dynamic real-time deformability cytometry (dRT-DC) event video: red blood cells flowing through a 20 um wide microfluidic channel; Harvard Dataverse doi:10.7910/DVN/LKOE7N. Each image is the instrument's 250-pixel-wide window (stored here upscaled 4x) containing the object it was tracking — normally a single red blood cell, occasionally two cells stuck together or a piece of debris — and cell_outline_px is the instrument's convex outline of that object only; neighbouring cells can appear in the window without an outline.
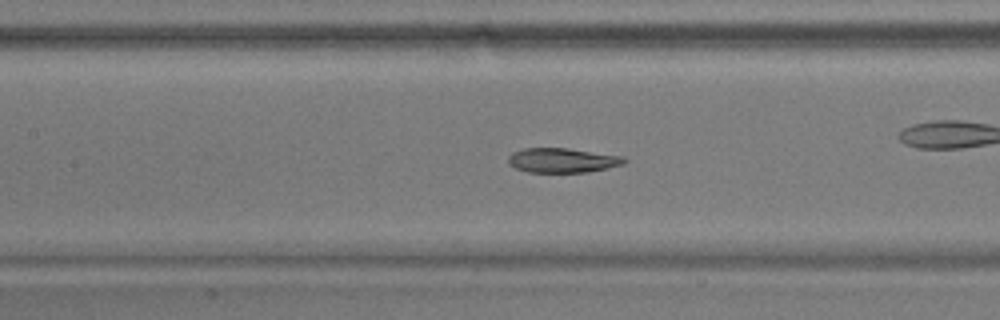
{"species": "common noctule bat (a hibernating species)", "species_latin": "Nyctalus noctula", "temperature_condition": "warm", "stored_images_in_passage": 55, "camera_frame_rate_fps": 3000, "um_per_image_px": 0.085, "animal": {"sex": "male", "body_mass_g": 17.9}, "frame": {"image": 1, "passage_image": 24, "time_ms": 7.667, "image_size_px": [1000, 320], "cell_outline_px": [[628, 160], [624, 164], [588, 172], [528, 172], [516, 168], [508, 164], [508, 156], [512, 152], [524, 148], [568, 148], [624, 156]], "centroid_in_image_um": [47.81, 13.62], "position_along_channel_um": 159.6, "area_um2": 16.7}}
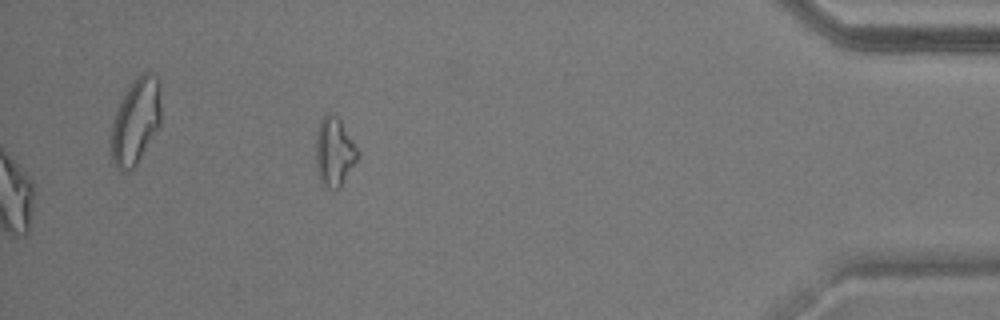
{"frame": {"image": 2, "passage_image": 55, "time_ms": 18.0, "image_size_px": [1000, 320], "cell_outline_px": [[360, 152], [356, 160], [340, 188], [328, 188], [320, 180], [316, 168], [316, 132], [320, 120], [328, 112], [332, 112], [340, 120]], "centroid_in_image_um": [28.4, 12.88], "position_along_channel_um": 406.8, "area_um2": 16.65}, "authors_computed_cell_mechanics": {"area_um2": 19.2474, "velocity_mm_per_s": 3.6695, "shape_relaxation_time_tau1_ms": null, "shape_relaxation_time_tau2_ms": 3.303, "deformation_change_tau1": null, "deformation_change_tau2": 0.1035}}